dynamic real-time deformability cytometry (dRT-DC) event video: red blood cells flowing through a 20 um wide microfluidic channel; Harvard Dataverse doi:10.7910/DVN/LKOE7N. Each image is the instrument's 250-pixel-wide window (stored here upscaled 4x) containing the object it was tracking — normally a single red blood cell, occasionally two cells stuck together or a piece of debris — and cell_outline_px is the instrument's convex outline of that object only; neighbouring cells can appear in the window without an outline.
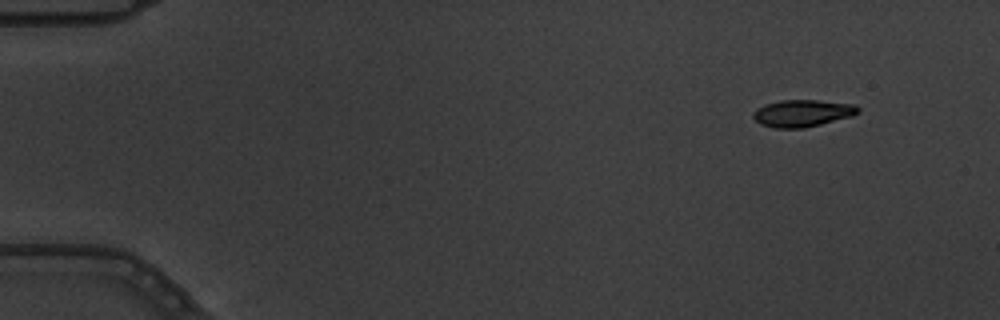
{"species": "common noctule bat (a hibernating species)", "species_latin": "Nyctalus noctula", "temperature_condition": "warm", "stored_images_in_passage": 5, "camera_frame_rate_fps": 3000, "um_per_image_px": 0.085, "animal": {"sex": "male", "body_mass_g": 19.5, "forearm_length_mm": 54.6}, "frame": {"image": 1, "passage_image": 1, "time_ms": 0.0, "image_size_px": [1000, 320], "cell_outline_px": [[860, 112], [852, 116], [804, 128], [776, 128], [760, 124], [752, 116], [752, 112], [756, 108], [764, 104], [780, 100], [816, 100], [856, 104], [860, 108]], "centroid_in_image_um": [68.2, 9.61], "position_along_channel_um": 16.8, "area_um2": 16.65}}
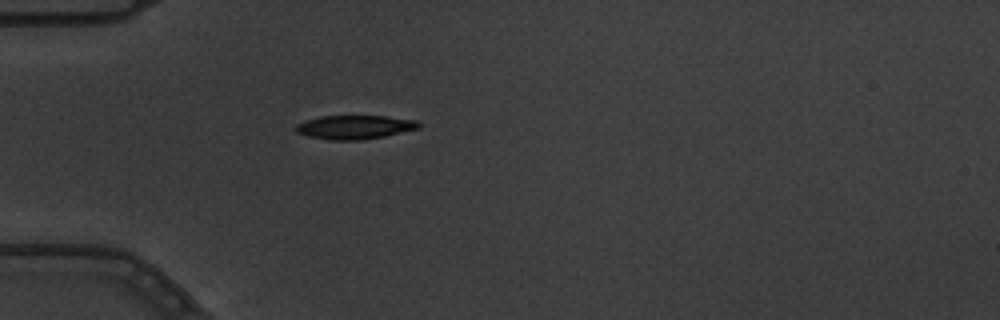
{"frame": {"image": 2, "passage_image": 5, "time_ms": 1.333, "image_size_px": [1000, 320], "cell_outline_px": [[420, 128], [384, 136], [364, 140], [332, 140], [308, 136], [296, 132], [296, 124], [304, 120], [320, 116], [384, 116], [416, 120], [420, 124]], "centroid_in_image_um": [30.13, 10.8], "position_along_channel_um": 54.9, "area_um2": 17.05}}